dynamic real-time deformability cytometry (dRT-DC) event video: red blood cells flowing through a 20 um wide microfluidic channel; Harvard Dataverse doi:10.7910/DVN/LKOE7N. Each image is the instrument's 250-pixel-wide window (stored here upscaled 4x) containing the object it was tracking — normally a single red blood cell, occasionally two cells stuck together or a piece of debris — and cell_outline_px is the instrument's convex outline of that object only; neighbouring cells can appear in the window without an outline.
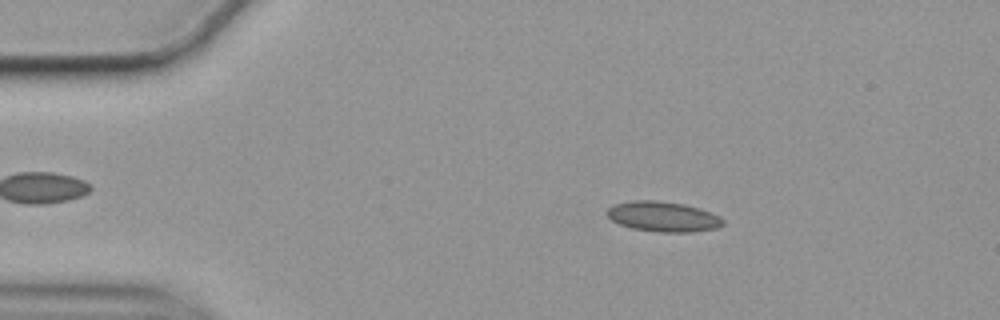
{"species": "common noctule bat (a hibernating species)", "species_latin": "Nyctalus noctula", "temperature_condition": "cold", "stored_images_in_passage": 56, "camera_frame_rate_fps": 3000, "um_per_image_px": 0.085, "animal": {"sex": "female", "body_mass_g": 19.9}, "frame": {"image": 1, "passage_image": 9, "time_ms": 2.667, "image_size_px": [1000, 320], "cell_outline_px": [[724, 224], [716, 228], [692, 232], [660, 232], [632, 228], [620, 224], [612, 220], [604, 212], [608, 208], [616, 204], [632, 200], [656, 200], [684, 204], [700, 208], [720, 216], [724, 220]], "centroid_in_image_um": [56.37, 18.4], "position_along_channel_um": 28.6, "area_um2": 20.4}}
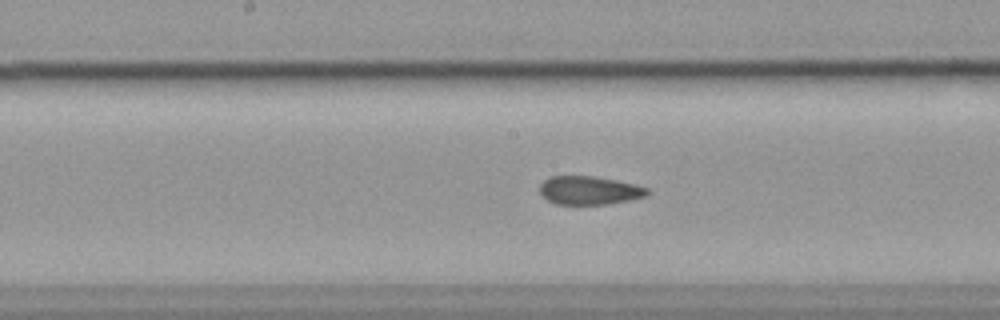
{"frame": {"image": 2, "passage_image": 28, "time_ms": 9.0, "image_size_px": [1000, 320], "cell_outline_px": [[648, 196], [628, 200], [604, 204], [556, 204], [548, 200], [540, 192], [540, 184], [544, 180], [552, 176], [592, 176], [616, 180], [636, 184], [648, 188]], "centroid_in_image_um": [50.1, 16.17], "position_along_channel_um": 198.1, "area_um2": 17.69}}
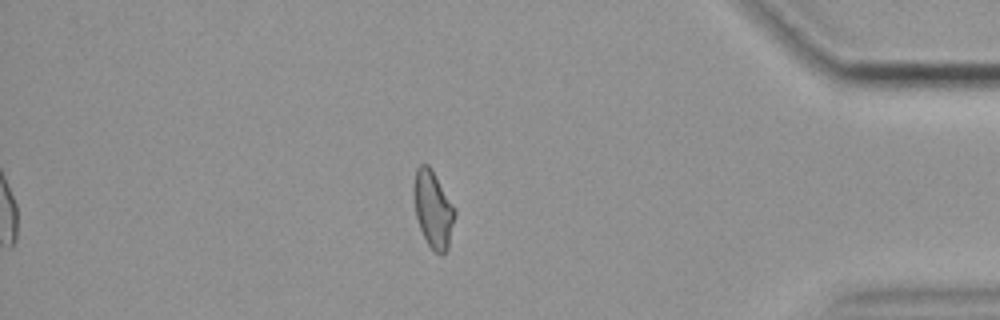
{"frame": {"image": 3, "passage_image": 48, "time_ms": 15.667, "image_size_px": [1000, 320], "cell_outline_px": [[456, 212], [448, 248], [440, 256], [428, 244], [420, 228], [416, 216], [412, 196], [412, 188], [416, 168], [420, 164], [428, 164], [456, 208]], "centroid_in_image_um": [36.8, 17.76], "position_along_channel_um": 398.4, "area_um2": 18.5}}